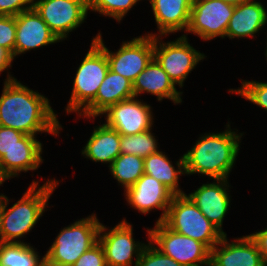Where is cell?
I'll return each instance as SVG.
<instances>
[{
	"instance_id": "obj_30",
	"label": "cell",
	"mask_w": 267,
	"mask_h": 266,
	"mask_svg": "<svg viewBox=\"0 0 267 266\" xmlns=\"http://www.w3.org/2000/svg\"><path fill=\"white\" fill-rule=\"evenodd\" d=\"M147 244L143 248L137 266H182L173 258L163 254L149 241V227L146 230Z\"/></svg>"
},
{
	"instance_id": "obj_32",
	"label": "cell",
	"mask_w": 267,
	"mask_h": 266,
	"mask_svg": "<svg viewBox=\"0 0 267 266\" xmlns=\"http://www.w3.org/2000/svg\"><path fill=\"white\" fill-rule=\"evenodd\" d=\"M72 266H107L104 250L99 241L84 252Z\"/></svg>"
},
{
	"instance_id": "obj_26",
	"label": "cell",
	"mask_w": 267,
	"mask_h": 266,
	"mask_svg": "<svg viewBox=\"0 0 267 266\" xmlns=\"http://www.w3.org/2000/svg\"><path fill=\"white\" fill-rule=\"evenodd\" d=\"M108 169L118 186L125 191L144 174V158L131 154H120Z\"/></svg>"
},
{
	"instance_id": "obj_17",
	"label": "cell",
	"mask_w": 267,
	"mask_h": 266,
	"mask_svg": "<svg viewBox=\"0 0 267 266\" xmlns=\"http://www.w3.org/2000/svg\"><path fill=\"white\" fill-rule=\"evenodd\" d=\"M227 235L211 249L210 266H266L257 243L250 235L233 238Z\"/></svg>"
},
{
	"instance_id": "obj_11",
	"label": "cell",
	"mask_w": 267,
	"mask_h": 266,
	"mask_svg": "<svg viewBox=\"0 0 267 266\" xmlns=\"http://www.w3.org/2000/svg\"><path fill=\"white\" fill-rule=\"evenodd\" d=\"M133 231V224L126 217L111 228L101 224L98 241L103 247L107 266H137L147 242L136 240Z\"/></svg>"
},
{
	"instance_id": "obj_2",
	"label": "cell",
	"mask_w": 267,
	"mask_h": 266,
	"mask_svg": "<svg viewBox=\"0 0 267 266\" xmlns=\"http://www.w3.org/2000/svg\"><path fill=\"white\" fill-rule=\"evenodd\" d=\"M228 120L224 131L205 132L183 154L185 175L198 174L208 179H229L235 166L244 132L231 129ZM239 132V133H238Z\"/></svg>"
},
{
	"instance_id": "obj_31",
	"label": "cell",
	"mask_w": 267,
	"mask_h": 266,
	"mask_svg": "<svg viewBox=\"0 0 267 266\" xmlns=\"http://www.w3.org/2000/svg\"><path fill=\"white\" fill-rule=\"evenodd\" d=\"M16 16L0 15V46L7 49L14 58L16 42Z\"/></svg>"
},
{
	"instance_id": "obj_35",
	"label": "cell",
	"mask_w": 267,
	"mask_h": 266,
	"mask_svg": "<svg viewBox=\"0 0 267 266\" xmlns=\"http://www.w3.org/2000/svg\"><path fill=\"white\" fill-rule=\"evenodd\" d=\"M14 58L13 55L4 47L0 46V76L3 72H7L4 81H12L17 78L11 74L10 70L13 66Z\"/></svg>"
},
{
	"instance_id": "obj_40",
	"label": "cell",
	"mask_w": 267,
	"mask_h": 266,
	"mask_svg": "<svg viewBox=\"0 0 267 266\" xmlns=\"http://www.w3.org/2000/svg\"><path fill=\"white\" fill-rule=\"evenodd\" d=\"M265 33L267 34V30ZM265 43H266V48H265L266 50H264V53H265L264 55H265L266 62H267V35H266V42Z\"/></svg>"
},
{
	"instance_id": "obj_38",
	"label": "cell",
	"mask_w": 267,
	"mask_h": 266,
	"mask_svg": "<svg viewBox=\"0 0 267 266\" xmlns=\"http://www.w3.org/2000/svg\"><path fill=\"white\" fill-rule=\"evenodd\" d=\"M1 220H2V194L0 195V230H1Z\"/></svg>"
},
{
	"instance_id": "obj_24",
	"label": "cell",
	"mask_w": 267,
	"mask_h": 266,
	"mask_svg": "<svg viewBox=\"0 0 267 266\" xmlns=\"http://www.w3.org/2000/svg\"><path fill=\"white\" fill-rule=\"evenodd\" d=\"M161 149L144 158V174H148L169 188L175 195L186 194L179 185L185 175L184 156L174 163ZM181 176V177H180Z\"/></svg>"
},
{
	"instance_id": "obj_12",
	"label": "cell",
	"mask_w": 267,
	"mask_h": 266,
	"mask_svg": "<svg viewBox=\"0 0 267 266\" xmlns=\"http://www.w3.org/2000/svg\"><path fill=\"white\" fill-rule=\"evenodd\" d=\"M32 7L61 42L69 40L89 14L87 0H33Z\"/></svg>"
},
{
	"instance_id": "obj_15",
	"label": "cell",
	"mask_w": 267,
	"mask_h": 266,
	"mask_svg": "<svg viewBox=\"0 0 267 266\" xmlns=\"http://www.w3.org/2000/svg\"><path fill=\"white\" fill-rule=\"evenodd\" d=\"M229 179H213L187 195L203 215L223 234V221L231 208V187ZM230 188V189H229Z\"/></svg>"
},
{
	"instance_id": "obj_18",
	"label": "cell",
	"mask_w": 267,
	"mask_h": 266,
	"mask_svg": "<svg viewBox=\"0 0 267 266\" xmlns=\"http://www.w3.org/2000/svg\"><path fill=\"white\" fill-rule=\"evenodd\" d=\"M44 144L34 135H25L18 144L0 158V173L8 181L20 174L36 172L43 159Z\"/></svg>"
},
{
	"instance_id": "obj_25",
	"label": "cell",
	"mask_w": 267,
	"mask_h": 266,
	"mask_svg": "<svg viewBox=\"0 0 267 266\" xmlns=\"http://www.w3.org/2000/svg\"><path fill=\"white\" fill-rule=\"evenodd\" d=\"M0 266H46V258L31 243L0 242Z\"/></svg>"
},
{
	"instance_id": "obj_34",
	"label": "cell",
	"mask_w": 267,
	"mask_h": 266,
	"mask_svg": "<svg viewBox=\"0 0 267 266\" xmlns=\"http://www.w3.org/2000/svg\"><path fill=\"white\" fill-rule=\"evenodd\" d=\"M32 6L33 0H0V15L17 16Z\"/></svg>"
},
{
	"instance_id": "obj_19",
	"label": "cell",
	"mask_w": 267,
	"mask_h": 266,
	"mask_svg": "<svg viewBox=\"0 0 267 266\" xmlns=\"http://www.w3.org/2000/svg\"><path fill=\"white\" fill-rule=\"evenodd\" d=\"M133 93L138 98L144 93L151 94L158 102L168 99L173 105H182L184 95L154 58L133 82Z\"/></svg>"
},
{
	"instance_id": "obj_8",
	"label": "cell",
	"mask_w": 267,
	"mask_h": 266,
	"mask_svg": "<svg viewBox=\"0 0 267 266\" xmlns=\"http://www.w3.org/2000/svg\"><path fill=\"white\" fill-rule=\"evenodd\" d=\"M94 41L105 51L109 69L132 82L154 58V36L142 34L122 41L119 49L114 51L106 46L101 31Z\"/></svg>"
},
{
	"instance_id": "obj_7",
	"label": "cell",
	"mask_w": 267,
	"mask_h": 266,
	"mask_svg": "<svg viewBox=\"0 0 267 266\" xmlns=\"http://www.w3.org/2000/svg\"><path fill=\"white\" fill-rule=\"evenodd\" d=\"M167 35L154 36V59L176 86L182 88L188 75L206 59V55L193 47L189 38L179 35L173 41H163Z\"/></svg>"
},
{
	"instance_id": "obj_23",
	"label": "cell",
	"mask_w": 267,
	"mask_h": 266,
	"mask_svg": "<svg viewBox=\"0 0 267 266\" xmlns=\"http://www.w3.org/2000/svg\"><path fill=\"white\" fill-rule=\"evenodd\" d=\"M102 120L100 125L94 126L91 136L80 151L81 155L96 163L107 164L108 168L112 162L121 154V134L106 126Z\"/></svg>"
},
{
	"instance_id": "obj_20",
	"label": "cell",
	"mask_w": 267,
	"mask_h": 266,
	"mask_svg": "<svg viewBox=\"0 0 267 266\" xmlns=\"http://www.w3.org/2000/svg\"><path fill=\"white\" fill-rule=\"evenodd\" d=\"M267 26V6L261 0H251L235 5L225 33L229 40L256 38Z\"/></svg>"
},
{
	"instance_id": "obj_6",
	"label": "cell",
	"mask_w": 267,
	"mask_h": 266,
	"mask_svg": "<svg viewBox=\"0 0 267 266\" xmlns=\"http://www.w3.org/2000/svg\"><path fill=\"white\" fill-rule=\"evenodd\" d=\"M163 223L169 229L203 243L210 251L223 237L187 194L174 195Z\"/></svg>"
},
{
	"instance_id": "obj_29",
	"label": "cell",
	"mask_w": 267,
	"mask_h": 266,
	"mask_svg": "<svg viewBox=\"0 0 267 266\" xmlns=\"http://www.w3.org/2000/svg\"><path fill=\"white\" fill-rule=\"evenodd\" d=\"M241 86L230 88L228 92L237 94L267 112V82L257 80H240Z\"/></svg>"
},
{
	"instance_id": "obj_27",
	"label": "cell",
	"mask_w": 267,
	"mask_h": 266,
	"mask_svg": "<svg viewBox=\"0 0 267 266\" xmlns=\"http://www.w3.org/2000/svg\"><path fill=\"white\" fill-rule=\"evenodd\" d=\"M153 128L135 135H121V154H131L145 158L160 150L158 137L155 136ZM159 146V147H158Z\"/></svg>"
},
{
	"instance_id": "obj_22",
	"label": "cell",
	"mask_w": 267,
	"mask_h": 266,
	"mask_svg": "<svg viewBox=\"0 0 267 266\" xmlns=\"http://www.w3.org/2000/svg\"><path fill=\"white\" fill-rule=\"evenodd\" d=\"M151 4L157 33L146 32L145 35L160 36L178 32L185 33L190 18L192 0H147Z\"/></svg>"
},
{
	"instance_id": "obj_16",
	"label": "cell",
	"mask_w": 267,
	"mask_h": 266,
	"mask_svg": "<svg viewBox=\"0 0 267 266\" xmlns=\"http://www.w3.org/2000/svg\"><path fill=\"white\" fill-rule=\"evenodd\" d=\"M14 60L18 56L61 42L32 7L16 16Z\"/></svg>"
},
{
	"instance_id": "obj_36",
	"label": "cell",
	"mask_w": 267,
	"mask_h": 266,
	"mask_svg": "<svg viewBox=\"0 0 267 266\" xmlns=\"http://www.w3.org/2000/svg\"><path fill=\"white\" fill-rule=\"evenodd\" d=\"M252 239L257 243L259 252L263 258L265 265L267 266V226L260 231L249 234Z\"/></svg>"
},
{
	"instance_id": "obj_37",
	"label": "cell",
	"mask_w": 267,
	"mask_h": 266,
	"mask_svg": "<svg viewBox=\"0 0 267 266\" xmlns=\"http://www.w3.org/2000/svg\"><path fill=\"white\" fill-rule=\"evenodd\" d=\"M227 3L233 4V5H239L243 2L251 1V0H224Z\"/></svg>"
},
{
	"instance_id": "obj_1",
	"label": "cell",
	"mask_w": 267,
	"mask_h": 266,
	"mask_svg": "<svg viewBox=\"0 0 267 266\" xmlns=\"http://www.w3.org/2000/svg\"><path fill=\"white\" fill-rule=\"evenodd\" d=\"M0 96V126L26 135L58 137L63 129L50 99L17 79L4 81Z\"/></svg>"
},
{
	"instance_id": "obj_5",
	"label": "cell",
	"mask_w": 267,
	"mask_h": 266,
	"mask_svg": "<svg viewBox=\"0 0 267 266\" xmlns=\"http://www.w3.org/2000/svg\"><path fill=\"white\" fill-rule=\"evenodd\" d=\"M91 39L90 48L73 76L72 92L65 106L66 114L77 116L95 99L98 88L109 71V63L105 51Z\"/></svg>"
},
{
	"instance_id": "obj_10",
	"label": "cell",
	"mask_w": 267,
	"mask_h": 266,
	"mask_svg": "<svg viewBox=\"0 0 267 266\" xmlns=\"http://www.w3.org/2000/svg\"><path fill=\"white\" fill-rule=\"evenodd\" d=\"M235 5L224 0H192L189 24L184 34H194L200 40L225 39L229 20Z\"/></svg>"
},
{
	"instance_id": "obj_9",
	"label": "cell",
	"mask_w": 267,
	"mask_h": 266,
	"mask_svg": "<svg viewBox=\"0 0 267 266\" xmlns=\"http://www.w3.org/2000/svg\"><path fill=\"white\" fill-rule=\"evenodd\" d=\"M149 241L182 266H210L211 251L203 243L169 229L163 222L149 228Z\"/></svg>"
},
{
	"instance_id": "obj_33",
	"label": "cell",
	"mask_w": 267,
	"mask_h": 266,
	"mask_svg": "<svg viewBox=\"0 0 267 266\" xmlns=\"http://www.w3.org/2000/svg\"><path fill=\"white\" fill-rule=\"evenodd\" d=\"M26 134L9 127L0 126V158L18 144Z\"/></svg>"
},
{
	"instance_id": "obj_14",
	"label": "cell",
	"mask_w": 267,
	"mask_h": 266,
	"mask_svg": "<svg viewBox=\"0 0 267 266\" xmlns=\"http://www.w3.org/2000/svg\"><path fill=\"white\" fill-rule=\"evenodd\" d=\"M123 195L130 206L138 213L147 215L151 211H162L156 223L163 222L174 193L160 181L148 174H143Z\"/></svg>"
},
{
	"instance_id": "obj_21",
	"label": "cell",
	"mask_w": 267,
	"mask_h": 266,
	"mask_svg": "<svg viewBox=\"0 0 267 266\" xmlns=\"http://www.w3.org/2000/svg\"><path fill=\"white\" fill-rule=\"evenodd\" d=\"M134 97L133 82L109 69L98 88L95 99L78 115L91 122L109 106Z\"/></svg>"
},
{
	"instance_id": "obj_39",
	"label": "cell",
	"mask_w": 267,
	"mask_h": 266,
	"mask_svg": "<svg viewBox=\"0 0 267 266\" xmlns=\"http://www.w3.org/2000/svg\"><path fill=\"white\" fill-rule=\"evenodd\" d=\"M7 180L2 176V174L0 173V187L3 186V184L6 182ZM3 193H0V195Z\"/></svg>"
},
{
	"instance_id": "obj_28",
	"label": "cell",
	"mask_w": 267,
	"mask_h": 266,
	"mask_svg": "<svg viewBox=\"0 0 267 266\" xmlns=\"http://www.w3.org/2000/svg\"><path fill=\"white\" fill-rule=\"evenodd\" d=\"M88 11L98 13L99 16L114 19L117 23L129 14L133 7L143 0H87Z\"/></svg>"
},
{
	"instance_id": "obj_13",
	"label": "cell",
	"mask_w": 267,
	"mask_h": 266,
	"mask_svg": "<svg viewBox=\"0 0 267 266\" xmlns=\"http://www.w3.org/2000/svg\"><path fill=\"white\" fill-rule=\"evenodd\" d=\"M98 117H104L106 126L124 136L139 134L155 126L153 107L138 97L111 105Z\"/></svg>"
},
{
	"instance_id": "obj_4",
	"label": "cell",
	"mask_w": 267,
	"mask_h": 266,
	"mask_svg": "<svg viewBox=\"0 0 267 266\" xmlns=\"http://www.w3.org/2000/svg\"><path fill=\"white\" fill-rule=\"evenodd\" d=\"M101 224L93 212L61 228L45 253L46 266H72L98 242Z\"/></svg>"
},
{
	"instance_id": "obj_3",
	"label": "cell",
	"mask_w": 267,
	"mask_h": 266,
	"mask_svg": "<svg viewBox=\"0 0 267 266\" xmlns=\"http://www.w3.org/2000/svg\"><path fill=\"white\" fill-rule=\"evenodd\" d=\"M62 181L47 178L41 185L39 179H33L22 197L11 207L8 206L12 199L3 193L0 242L27 243L23 238L27 239L26 235L44 216L49 208V199Z\"/></svg>"
}]
</instances>
